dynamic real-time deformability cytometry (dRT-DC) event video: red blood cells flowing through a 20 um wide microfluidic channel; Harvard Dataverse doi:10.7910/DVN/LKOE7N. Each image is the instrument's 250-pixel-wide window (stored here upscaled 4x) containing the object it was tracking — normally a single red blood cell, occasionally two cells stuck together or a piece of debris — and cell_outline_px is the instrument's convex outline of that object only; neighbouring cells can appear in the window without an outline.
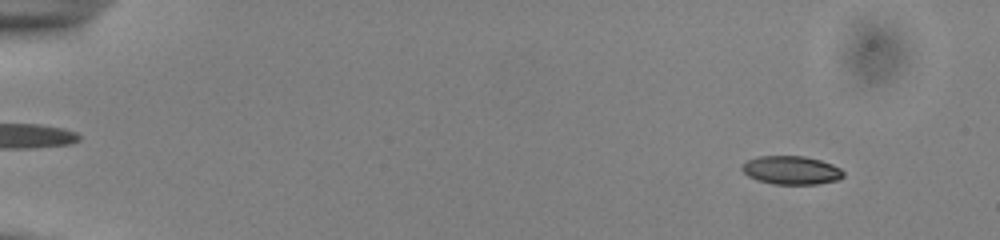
{"species": "common noctule bat (a hibernating species)", "species_latin": "Nyctalus noctula", "temperature_condition": "cold", "stored_images_in_passage": 54, "camera_frame_rate_fps": 3000, "um_per_image_px": 0.085, "animal": {"sex": "male", "body_mass_g": 13.0, "forearm_length_mm": 53.1}, "frame": {"image": 1, "passage_image": 6, "time_ms": 1.667, "image_size_px": [1000, 240], "cell_outline_px": [[844, 176], [836, 180], [816, 184], [772, 184], [756, 180], [748, 176], [740, 168], [740, 164], [756, 156], [804, 156], [820, 160], [832, 164], [840, 168], [844, 172]], "centroid_in_image_um": [67.22, 14.46], "position_along_channel_um": 17.8, "area_um2": 16.94}}
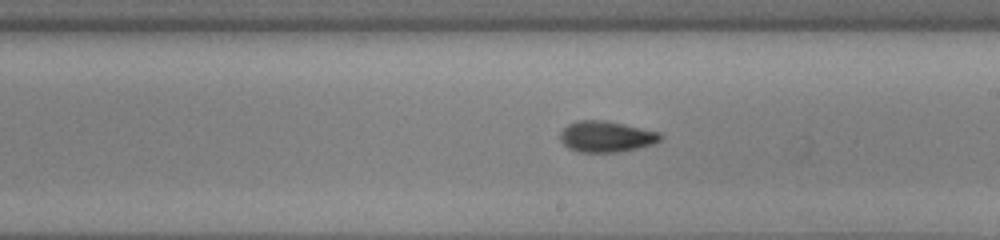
{"frame": {"image": 2, "passage_image": 33, "time_ms": 10.667, "image_size_px": [1000, 240], "cell_outline_px": [[664, 136], [656, 144], [620, 152], [576, 152], [568, 148], [560, 140], [560, 132], [568, 124], [576, 120], [604, 120], [624, 124], [660, 132]], "centroid_in_image_um": [51.54, 11.61], "position_along_channel_um": 237.5, "area_um2": 18.38}}
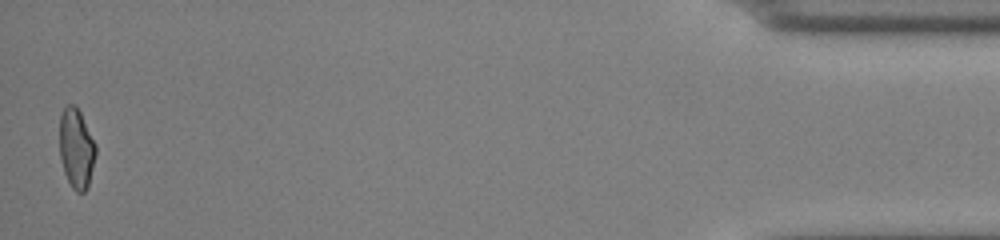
{"frame": {"image": 3, "passage_image": 54, "time_ms": 17.667, "image_size_px": [1000, 240], "cell_outline_px": [[96, 152], [88, 188], [84, 192], [76, 192], [72, 188], [64, 172], [60, 156], [60, 116], [64, 108], [68, 104], [76, 104], [96, 144]], "centroid_in_image_um": [6.49, 12.61], "position_along_channel_um": 428.7, "area_um2": 16.82}, "authors_computed_cell_mechanics": {"area_um2": 17.4556, "velocity_mm_per_s": 3.8971, "shape_relaxation_time_tau1_ms": 4.5526, "shape_relaxation_time_tau2_ms": 2.1587, "deformation_change_tau1": 0.117, "deformation_change_tau2": 0.0787}}